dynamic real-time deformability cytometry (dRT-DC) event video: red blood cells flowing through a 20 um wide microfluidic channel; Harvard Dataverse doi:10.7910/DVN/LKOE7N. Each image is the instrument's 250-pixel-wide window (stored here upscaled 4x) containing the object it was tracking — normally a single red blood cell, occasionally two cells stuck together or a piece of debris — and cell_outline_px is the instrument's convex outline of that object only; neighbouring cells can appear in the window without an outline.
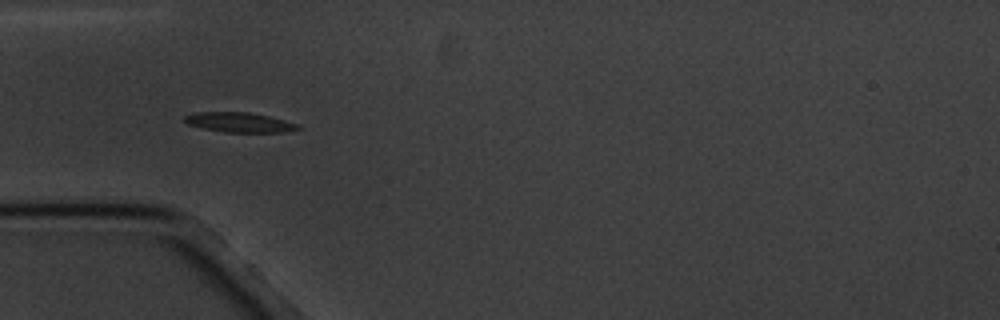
{"species": "common noctule bat (a hibernating species)", "species_latin": "Nyctalus noctula", "temperature_condition": "cold", "stored_images_in_passage": 7, "camera_frame_rate_fps": 3000, "um_per_image_px": 0.085, "animal": {"sex": "male", "body_mass_g": 20.1, "forearm_length_mm": 53.5}, "frame": {"image": 1, "passage_image": 6, "time_ms": 5.667, "image_size_px": [1000, 320], "cell_outline_px": [[300, 128], [280, 132], [224, 132], [204, 128], [188, 124], [184, 120], [184, 116], [196, 112], [248, 112], [268, 116], [300, 124]], "centroid_in_image_um": [20.33, 10.39], "position_along_channel_um": 64.7, "area_um2": 12.89}}
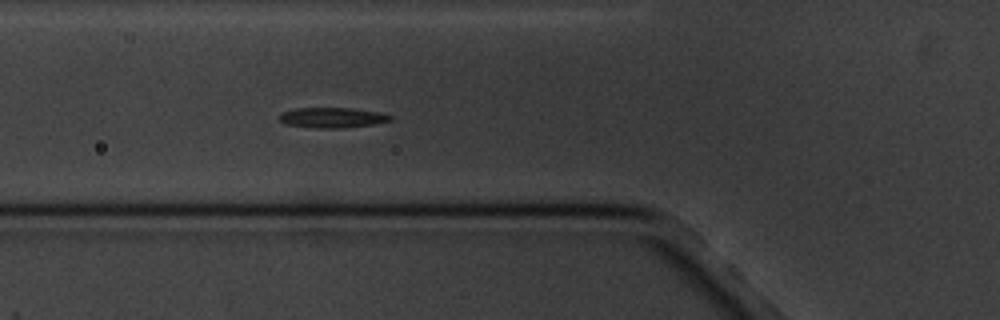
{"frame": {"image": 2, "passage_image": 7, "time_ms": 6.667, "image_size_px": [1000, 320], "cell_outline_px": [[392, 120], [372, 124], [344, 128], [316, 128], [284, 124], [280, 120], [280, 112], [296, 108], [352, 108], [380, 112], [392, 116]], "centroid_in_image_um": [28.22, 9.99], "position_along_channel_um": 97.6, "area_um2": 13.12}}